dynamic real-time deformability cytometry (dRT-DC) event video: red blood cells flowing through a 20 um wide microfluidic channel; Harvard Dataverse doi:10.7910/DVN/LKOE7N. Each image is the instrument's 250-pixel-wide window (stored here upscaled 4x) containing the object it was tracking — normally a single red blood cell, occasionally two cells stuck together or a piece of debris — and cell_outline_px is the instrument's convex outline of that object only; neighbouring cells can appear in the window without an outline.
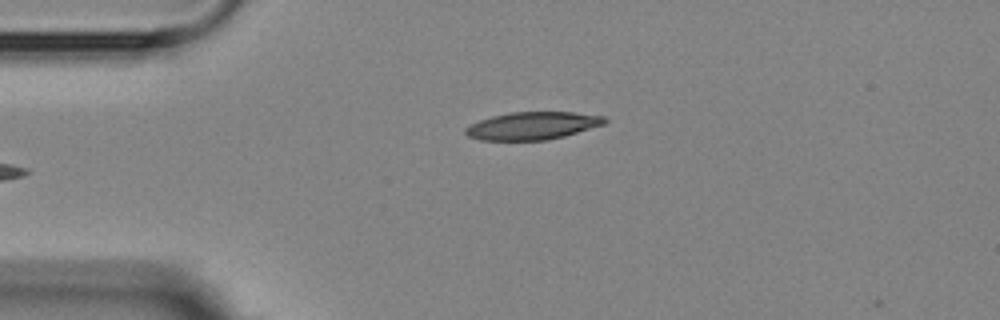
{"species": "Egyptian fruit bat (a non-hibernating species)", "species_latin": "Rousettus aegyptiacus", "temperature_condition": "room temperature", "stored_images_in_passage": 5, "camera_frame_rate_fps": 3000, "um_per_image_px": 0.085, "animal": {"sex": "female"}, "frame": {"image": 1, "passage_image": 5, "time_ms": 4.667, "image_size_px": [1000, 320], "cell_outline_px": [[608, 120], [604, 124], [564, 136], [548, 140], [480, 140], [468, 136], [464, 132], [464, 128], [480, 120], [492, 116], [512, 112], [572, 112], [604, 116]], "centroid_in_image_um": [45.25, 10.69], "position_along_channel_um": 39.7, "area_um2": 22.31}}